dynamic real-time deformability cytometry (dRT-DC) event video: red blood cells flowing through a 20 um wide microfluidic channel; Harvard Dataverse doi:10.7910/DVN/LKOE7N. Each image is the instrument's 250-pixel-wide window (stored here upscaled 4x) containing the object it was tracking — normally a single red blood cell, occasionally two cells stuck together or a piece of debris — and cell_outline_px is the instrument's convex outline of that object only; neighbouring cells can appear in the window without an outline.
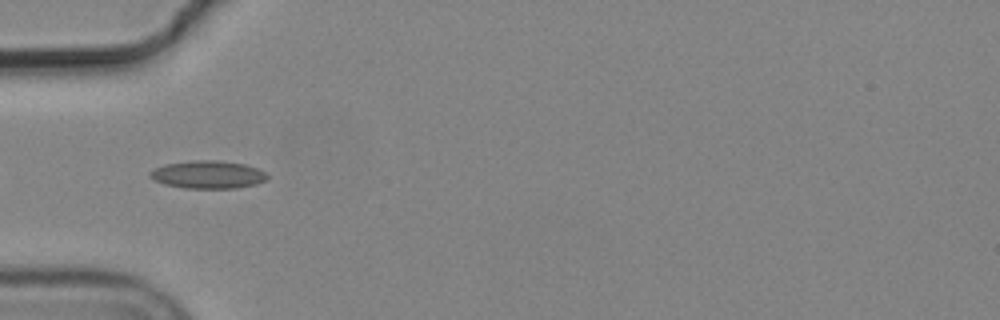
{"species": "common noctule bat (a hibernating species)", "species_latin": "Nyctalus noctula", "temperature_condition": "cold", "stored_images_in_passage": 7, "camera_frame_rate_fps": 3000, "um_per_image_px": 0.085, "animal": {"sex": "male", "body_mass_g": 19.2, "forearm_length_mm": 51.8}, "frame": {"image": 1, "passage_image": 3, "time_ms": 0.667, "image_size_px": [1000, 320], "cell_outline_px": [[268, 180], [256, 184], [236, 188], [184, 188], [164, 184], [148, 176], [148, 172], [164, 164], [192, 160], [216, 160], [244, 164], [256, 168], [264, 172], [268, 176]], "centroid_in_image_um": [17.66, 14.84], "position_along_channel_um": 67.3, "area_um2": 19.02}}